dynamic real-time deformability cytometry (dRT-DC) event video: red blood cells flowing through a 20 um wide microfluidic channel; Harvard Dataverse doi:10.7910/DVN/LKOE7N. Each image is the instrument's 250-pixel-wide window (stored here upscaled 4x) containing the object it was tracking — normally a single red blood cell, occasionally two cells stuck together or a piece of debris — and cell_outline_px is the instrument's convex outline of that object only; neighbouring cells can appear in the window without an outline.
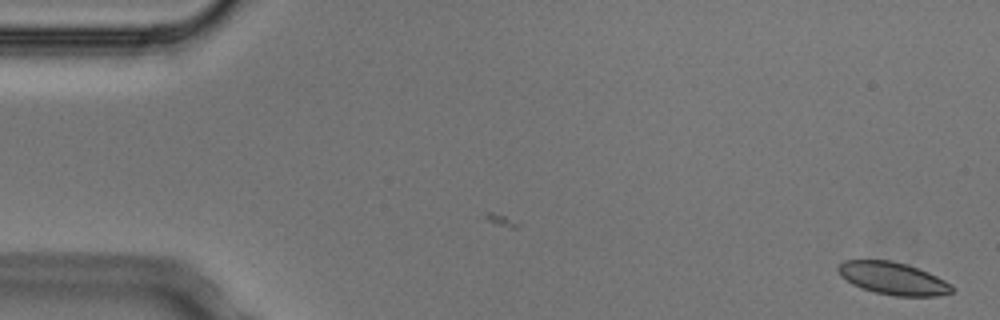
{"species": "Egyptian fruit bat (a non-hibernating species)", "species_latin": "Rousettus aegyptiacus", "temperature_condition": "cold", "stored_images_in_passage": 2, "camera_frame_rate_fps": 3000, "um_per_image_px": 0.085, "animal": {"sex": "male"}, "frame": {"image": 1, "passage_image": 2, "time_ms": 0.333, "image_size_px": [1000, 320], "cell_outline_px": [[956, 288], [952, 292], [936, 296], [896, 296], [876, 292], [860, 288], [852, 284], [840, 276], [836, 268], [844, 260], [892, 260], [908, 264], [928, 272], [952, 284]], "centroid_in_image_um": [75.9, 23.66], "position_along_channel_um": 9.1, "area_um2": 21.68}}